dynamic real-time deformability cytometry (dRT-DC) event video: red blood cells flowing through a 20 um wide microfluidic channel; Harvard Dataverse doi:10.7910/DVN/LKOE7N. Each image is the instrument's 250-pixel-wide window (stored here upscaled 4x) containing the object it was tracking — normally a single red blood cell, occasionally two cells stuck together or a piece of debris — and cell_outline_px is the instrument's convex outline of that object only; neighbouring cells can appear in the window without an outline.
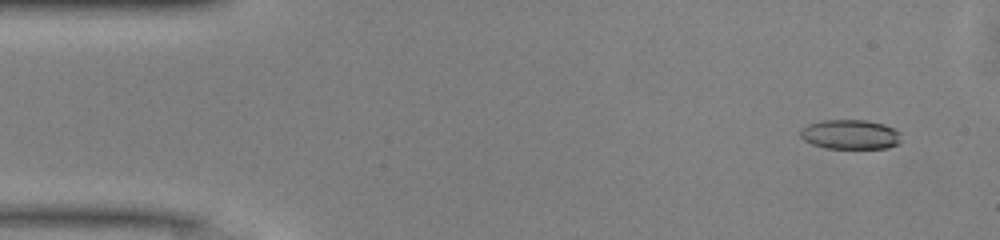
{"species": "common noctule bat (a hibernating species)", "species_latin": "Nyctalus noctula", "temperature_condition": "warm", "stored_images_in_passage": 50, "camera_frame_rate_fps": 3000, "um_per_image_px": 0.085, "animal": {"sex": "male", "body_mass_g": 13.0, "forearm_length_mm": 53.1}, "frame": {"image": 1, "passage_image": 4, "time_ms": 1.0, "image_size_px": [1000, 240], "cell_outline_px": [[900, 144], [888, 148], [824, 148], [812, 144], [804, 140], [800, 136], [800, 132], [808, 124], [824, 120], [864, 120], [884, 124], [900, 132]], "centroid_in_image_um": [72.29, 11.44], "position_along_channel_um": 12.7, "area_um2": 17.34}}
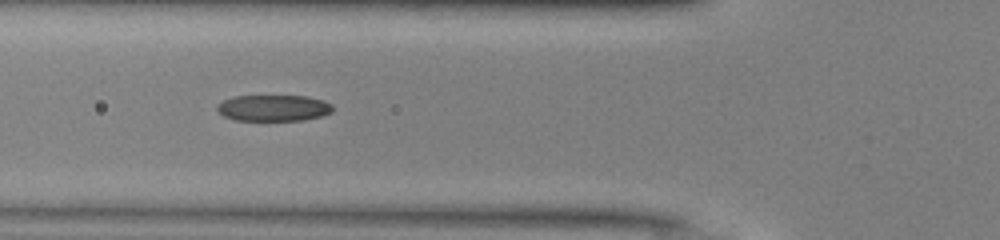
{"frame": {"image": 2, "passage_image": 18, "time_ms": 5.667, "image_size_px": [1000, 240], "cell_outline_px": [[332, 112], [320, 116], [304, 120], [236, 120], [224, 116], [216, 108], [224, 100], [232, 96], [308, 96], [324, 100], [332, 104]], "centroid_in_image_um": [23.28, 9.17], "position_along_channel_um": 102.5, "area_um2": 17.57}}
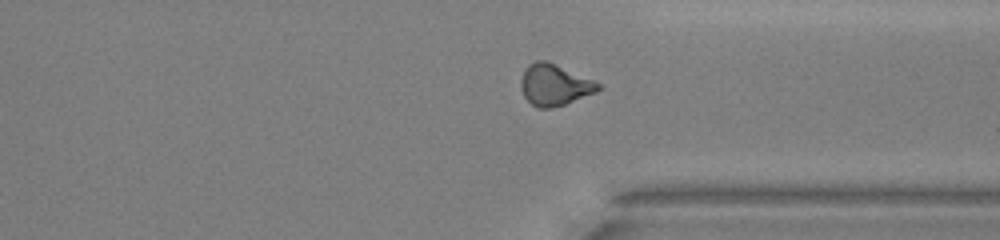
{"frame": {"image": 3, "passage_image": 37, "time_ms": 12.0, "image_size_px": [1000, 240], "cell_outline_px": [[600, 88], [596, 92], [564, 104], [552, 108], [536, 108], [524, 96], [520, 88], [520, 80], [524, 68], [528, 64], [536, 60], [544, 60], [592, 80], [600, 84]], "centroid_in_image_um": [47.06, 7.22], "position_along_channel_um": 364.3, "area_um2": 18.32}, "authors_computed_cell_mechanics": {"area_um2": 18.2937, "velocity_mm_per_s": 4.1501, "shape_relaxation_time_tau1_ms": 7.154, "shape_relaxation_time_tau2_ms": 1.9752, "deformation_change_tau1": 0.1838, "deformation_change_tau2": 0.0865}}